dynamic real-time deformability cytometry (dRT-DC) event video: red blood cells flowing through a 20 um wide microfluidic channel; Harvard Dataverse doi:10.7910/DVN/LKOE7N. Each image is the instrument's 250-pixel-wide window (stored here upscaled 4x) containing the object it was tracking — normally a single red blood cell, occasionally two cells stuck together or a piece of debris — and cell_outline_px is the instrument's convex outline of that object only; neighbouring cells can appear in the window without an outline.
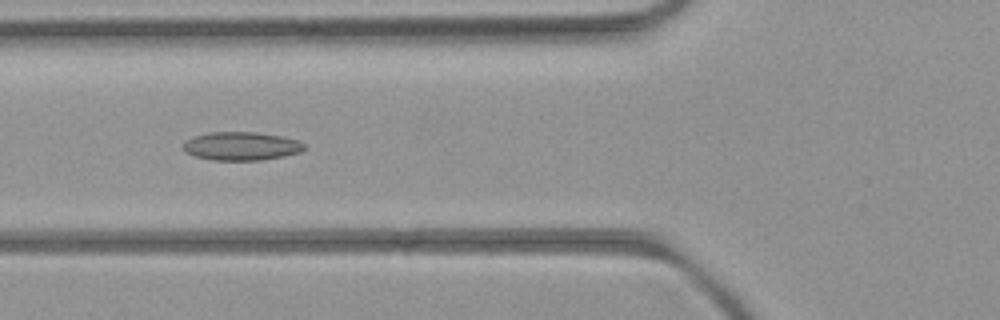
{"species": "common noctule bat (a hibernating species)", "species_latin": "Nyctalus noctula", "temperature_condition": "room temperature", "stored_images_in_passage": 7, "camera_frame_rate_fps": 3000, "um_per_image_px": 0.085, "animal": {"sex": "female", "body_mass_g": 21.9}, "frame": {"image": 1, "passage_image": 6, "time_ms": 5.667, "image_size_px": [1000, 320], "cell_outline_px": [[304, 148], [300, 152], [284, 156], [260, 160], [212, 160], [196, 156], [184, 152], [184, 140], [192, 136], [212, 132], [256, 132], [284, 136], [296, 140], [304, 144]], "centroid_in_image_um": [20.49, 12.41], "position_along_channel_um": 105.3, "area_um2": 20.06}}
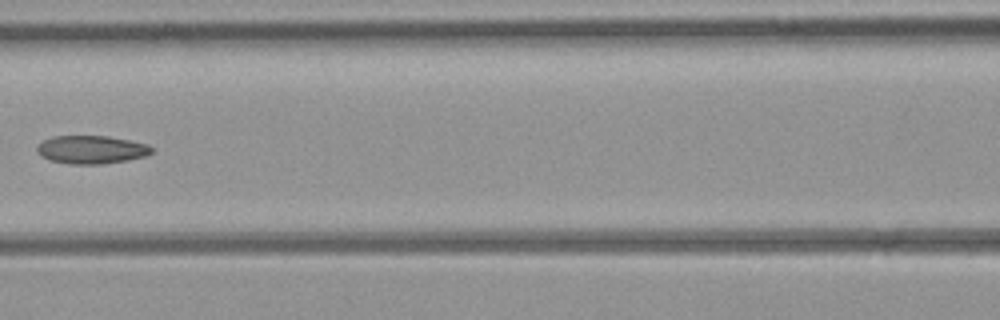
{"frame": {"image": 2, "passage_image": 7, "time_ms": 7.0, "image_size_px": [1000, 320], "cell_outline_px": [[152, 152], [144, 156], [128, 160], [100, 164], [72, 164], [52, 160], [40, 156], [36, 152], [36, 148], [44, 140], [52, 136], [108, 136], [148, 144], [152, 148]], "centroid_in_image_um": [7.75, 12.71], "position_along_channel_um": 158.8, "area_um2": 18.67}}